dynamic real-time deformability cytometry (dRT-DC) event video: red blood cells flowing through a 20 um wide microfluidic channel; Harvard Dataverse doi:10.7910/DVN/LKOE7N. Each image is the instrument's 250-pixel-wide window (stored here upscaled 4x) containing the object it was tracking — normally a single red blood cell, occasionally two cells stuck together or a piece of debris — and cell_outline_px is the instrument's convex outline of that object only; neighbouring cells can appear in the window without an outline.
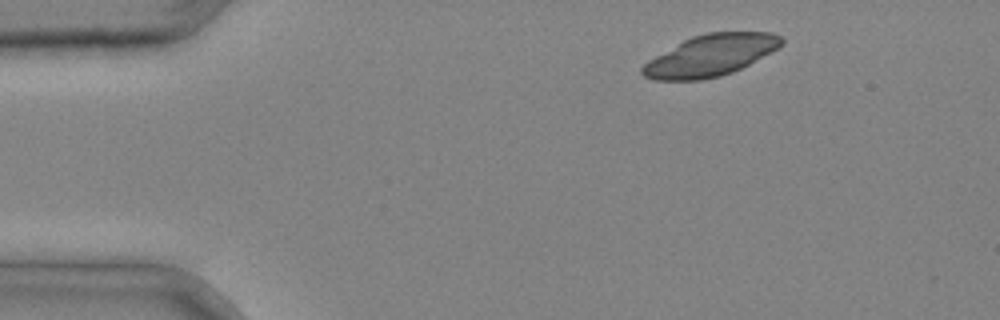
{"species": "common noctule bat (a hibernating species)", "species_latin": "Nyctalus noctula", "temperature_condition": "cold", "stored_images_in_passage": 3, "camera_frame_rate_fps": 3000, "um_per_image_px": 0.085, "animal": {"sex": "male", "body_mass_g": 20.4}, "frame": {"image": 1, "passage_image": 1, "time_ms": 0.0, "image_size_px": [1000, 320], "cell_outline_px": [[784, 44], [780, 48], [732, 72], [720, 76], [700, 80], [652, 80], [644, 76], [640, 72], [640, 68], [648, 60], [684, 40], [692, 36], [708, 32], [772, 32], [780, 36], [784, 40]], "centroid_in_image_um": [60.4, 4.71], "position_along_channel_um": 24.6, "area_um2": 33.52}}